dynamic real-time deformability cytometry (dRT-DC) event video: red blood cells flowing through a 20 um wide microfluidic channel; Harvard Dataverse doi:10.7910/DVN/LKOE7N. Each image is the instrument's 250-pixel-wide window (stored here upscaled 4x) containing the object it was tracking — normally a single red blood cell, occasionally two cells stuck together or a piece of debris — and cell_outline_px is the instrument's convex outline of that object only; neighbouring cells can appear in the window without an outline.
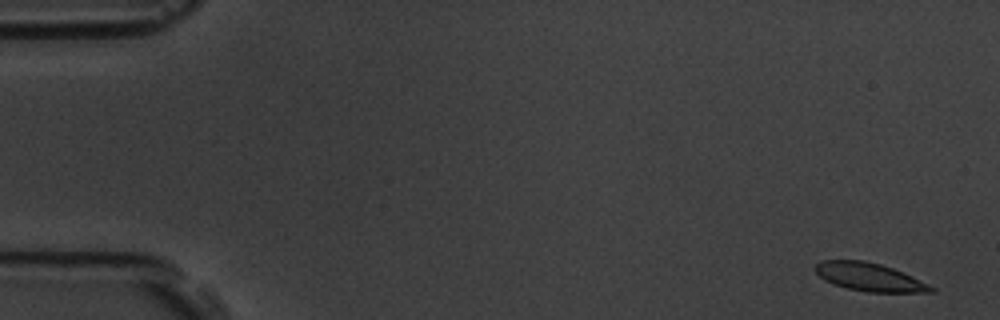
{"species": "common noctule bat (a hibernating species)", "species_latin": "Nyctalus noctula", "temperature_condition": "room temperature", "stored_images_in_passage": 5, "camera_frame_rate_fps": 3000, "um_per_image_px": 0.085, "animal": {"sex": "male", "body_mass_g": 19.5, "forearm_length_mm": 54.6}, "frame": {"image": 1, "passage_image": 1, "time_ms": 0.0, "image_size_px": [1000, 320], "cell_outline_px": [[936, 292], [868, 292], [848, 288], [824, 280], [812, 268], [820, 260], [864, 260], [880, 264], [892, 268], [912, 276], [936, 288]], "centroid_in_image_um": [73.89, 23.54], "position_along_channel_um": 11.1, "area_um2": 18.9}}